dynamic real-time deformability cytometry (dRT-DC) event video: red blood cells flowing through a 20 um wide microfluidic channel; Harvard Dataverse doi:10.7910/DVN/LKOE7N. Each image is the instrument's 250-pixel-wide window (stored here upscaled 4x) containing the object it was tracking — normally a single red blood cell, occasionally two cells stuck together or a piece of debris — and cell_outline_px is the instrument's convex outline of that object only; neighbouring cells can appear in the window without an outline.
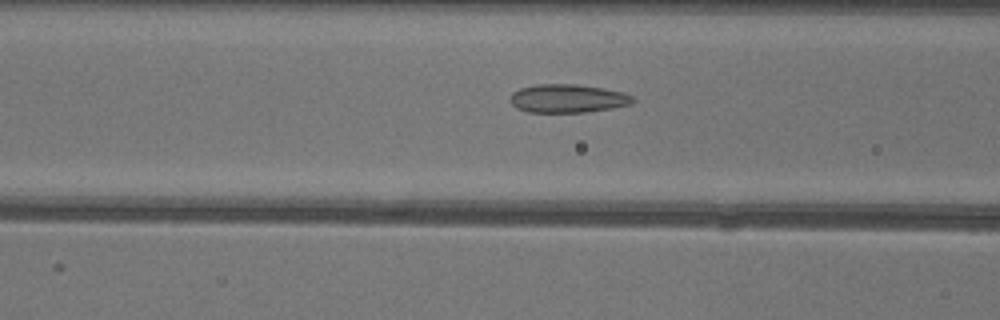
{"species": "common noctule bat (a hibernating species)", "species_latin": "Nyctalus noctula", "temperature_condition": "warm", "stored_images_in_passage": 33, "camera_frame_rate_fps": 3000, "um_per_image_px": 0.085, "animal": {"sex": "female"}, "frame": {"image": 1, "passage_image": 12, "time_ms": 3.667, "image_size_px": [1000, 320], "cell_outline_px": [[636, 100], [632, 104], [612, 108], [584, 112], [528, 112], [516, 108], [508, 100], [512, 92], [520, 88], [536, 84], [576, 84], [604, 88], [624, 92], [632, 96]], "centroid_in_image_um": [48.25, 8.36], "position_along_channel_um": 118.4, "area_um2": 20.52}}
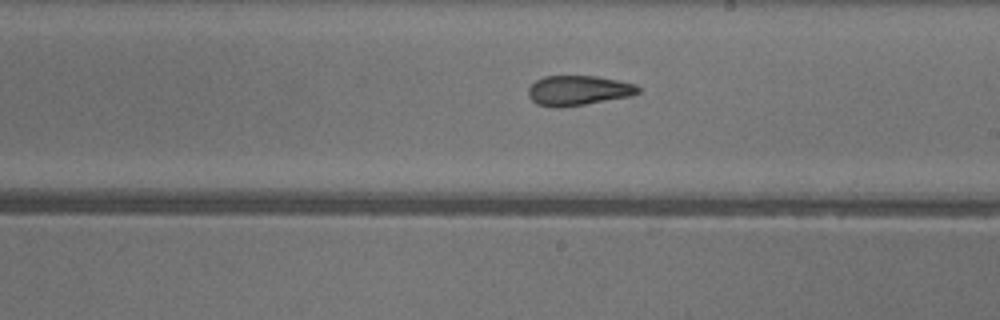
{"frame": {"image": 2, "passage_image": 21, "time_ms": 6.667, "image_size_px": [1000, 320], "cell_outline_px": [[640, 92], [632, 96], [560, 108], [552, 108], [536, 104], [528, 96], [528, 88], [536, 80], [544, 76], [596, 76], [636, 84], [640, 88]], "centroid_in_image_um": [49.14, 7.7], "position_along_channel_um": 239.9, "area_um2": 19.25}}
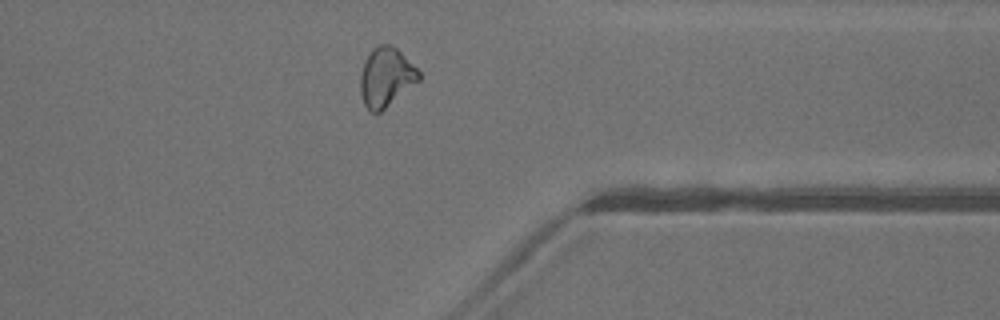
{"frame": {"image": 3, "passage_image": 32, "time_ms": 10.333, "image_size_px": [1000, 320], "cell_outline_px": [[420, 80], [380, 112], [372, 112], [364, 104], [360, 92], [360, 76], [364, 64], [372, 48], [380, 44], [388, 44], [396, 48], [420, 72]], "centroid_in_image_um": [32.81, 6.56], "position_along_channel_um": 378.6, "area_um2": 19.77}}